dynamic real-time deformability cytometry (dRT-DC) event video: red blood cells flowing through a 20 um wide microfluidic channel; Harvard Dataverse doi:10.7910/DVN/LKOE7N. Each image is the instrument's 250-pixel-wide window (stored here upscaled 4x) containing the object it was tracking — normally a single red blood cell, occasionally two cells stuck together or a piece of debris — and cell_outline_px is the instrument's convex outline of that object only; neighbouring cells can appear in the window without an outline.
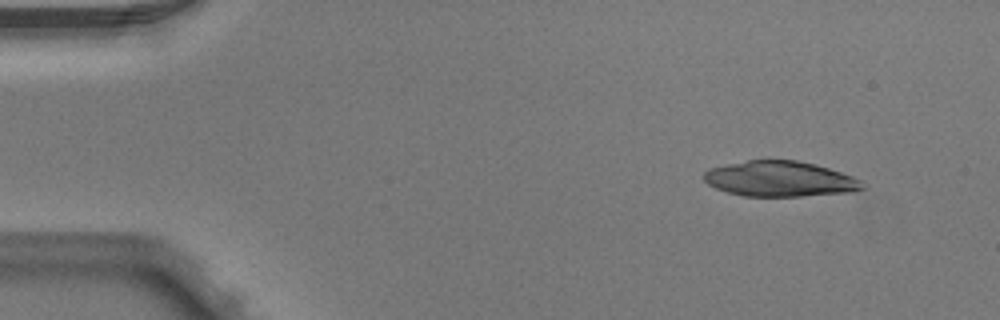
{"species": "Egyptian fruit bat (a non-hibernating species)", "species_latin": "Rousettus aegyptiacus", "temperature_condition": "warm", "stored_images_in_passage": 3, "camera_frame_rate_fps": 3000, "um_per_image_px": 0.085, "animal": {"sex": "male"}, "frame": {"image": 1, "passage_image": 1, "time_ms": 0.0, "image_size_px": [1000, 320], "cell_outline_px": [[868, 188], [856, 192], [800, 196], [744, 196], [728, 192], [716, 188], [708, 184], [704, 180], [704, 172], [708, 168], [748, 160], [796, 160], [816, 164], [852, 176], [868, 184]], "centroid_in_image_um": [66.36, 15.21], "position_along_channel_um": 18.6, "area_um2": 32.95}}